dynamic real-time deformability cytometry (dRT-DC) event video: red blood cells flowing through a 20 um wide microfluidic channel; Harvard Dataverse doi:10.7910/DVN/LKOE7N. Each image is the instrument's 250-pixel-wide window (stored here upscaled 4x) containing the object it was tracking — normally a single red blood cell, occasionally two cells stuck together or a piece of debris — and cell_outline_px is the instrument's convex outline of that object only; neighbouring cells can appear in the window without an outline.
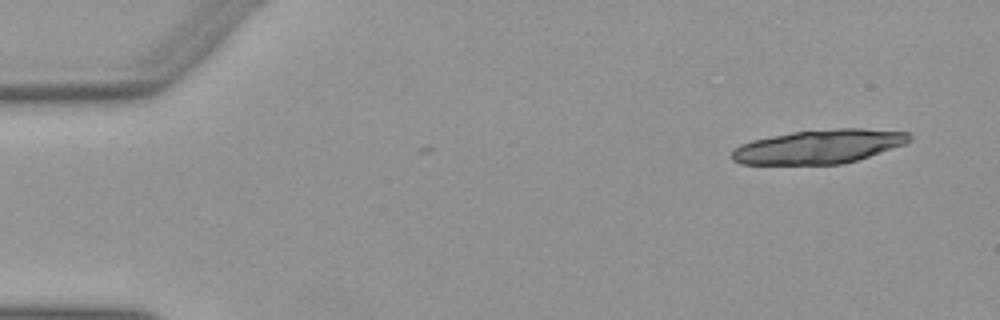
{"species": "Egyptian fruit bat (a non-hibernating species)", "species_latin": "Rousettus aegyptiacus", "temperature_condition": "warm", "stored_images_in_passage": 3, "camera_frame_rate_fps": 3000, "um_per_image_px": 0.085, "animal": {"sex": "female"}, "frame": {"image": 1, "passage_image": 3, "time_ms": 0.667, "image_size_px": [1000, 320], "cell_outline_px": [[912, 140], [904, 144], [856, 160], [840, 164], [740, 164], [732, 160], [732, 152], [740, 144], [752, 140], [792, 132], [836, 128], [860, 128], [908, 132], [912, 136]], "centroid_in_image_um": [69.61, 12.45], "position_along_channel_um": 15.4, "area_um2": 34.85}}